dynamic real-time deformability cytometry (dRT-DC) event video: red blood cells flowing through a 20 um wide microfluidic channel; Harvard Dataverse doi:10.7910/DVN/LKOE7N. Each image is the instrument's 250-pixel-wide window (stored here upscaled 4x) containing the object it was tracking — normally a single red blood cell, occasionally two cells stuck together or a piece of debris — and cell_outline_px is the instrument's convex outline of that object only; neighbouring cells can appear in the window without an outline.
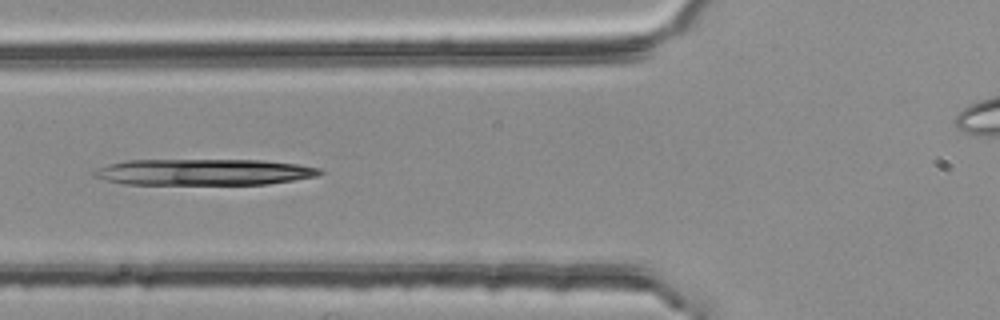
{"species": "common noctule bat (a hibernating species)", "species_latin": "Nyctalus noctula", "temperature_condition": "room temperature", "stored_images_in_passage": 5, "camera_frame_rate_fps": 3000, "um_per_image_px": 0.085, "animal": {"sex": "female", "body_mass_g": 25.1}, "frame": {"image": 1, "passage_image": 5, "time_ms": 1.333, "image_size_px": [1000, 320], "cell_outline_px": [[324, 172], [316, 176], [268, 184], [124, 184], [92, 176], [92, 172], [108, 164], [128, 160], [264, 160], [296, 164], [320, 168]], "centroid_in_image_um": [17.33, 14.62], "position_along_channel_um": 108.5, "area_um2": 34.33}}